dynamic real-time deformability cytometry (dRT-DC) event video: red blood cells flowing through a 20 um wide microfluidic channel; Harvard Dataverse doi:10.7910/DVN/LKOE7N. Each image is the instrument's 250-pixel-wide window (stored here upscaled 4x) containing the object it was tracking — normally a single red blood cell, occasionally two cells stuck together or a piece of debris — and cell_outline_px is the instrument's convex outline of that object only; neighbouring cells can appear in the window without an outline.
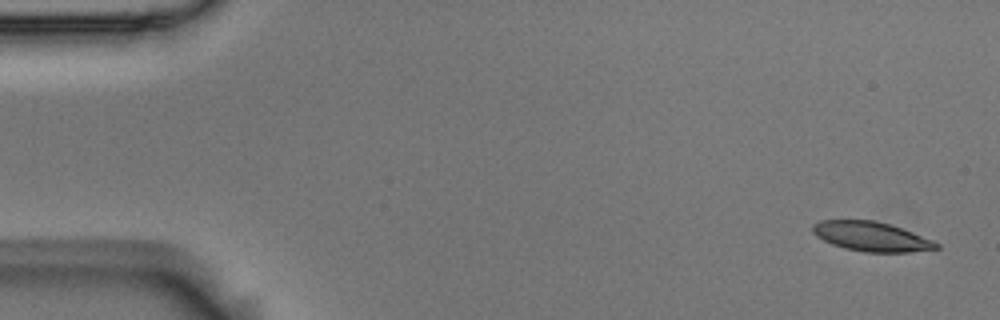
{"species": "Egyptian fruit bat (a non-hibernating species)", "species_latin": "Rousettus aegyptiacus", "temperature_condition": "room temperature", "stored_images_in_passage": 5, "camera_frame_rate_fps": 3000, "um_per_image_px": 0.085, "animal": {"sex": "male"}, "frame": {"image": 1, "passage_image": 1, "time_ms": 0.0, "image_size_px": [1000, 320], "cell_outline_px": [[940, 248], [908, 252], [864, 252], [844, 248], [832, 244], [816, 236], [812, 232], [812, 224], [820, 220], [872, 220], [888, 224], [912, 232], [932, 240], [940, 244]], "centroid_in_image_um": [74.03, 20.1], "position_along_channel_um": 11.0, "area_um2": 21.1}}
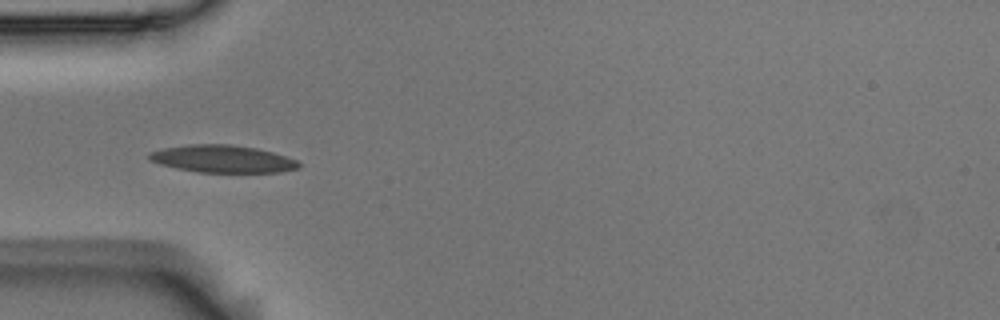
{"frame": {"image": 2, "passage_image": 5, "time_ms": 1.333, "image_size_px": [1000, 320], "cell_outline_px": [[300, 168], [280, 172], [196, 172], [176, 168], [160, 164], [148, 160], [148, 152], [164, 148], [188, 144], [232, 144], [256, 148], [272, 152], [296, 160], [300, 164]], "centroid_in_image_um": [18.88, 13.5], "position_along_channel_um": 66.1, "area_um2": 23.93}}